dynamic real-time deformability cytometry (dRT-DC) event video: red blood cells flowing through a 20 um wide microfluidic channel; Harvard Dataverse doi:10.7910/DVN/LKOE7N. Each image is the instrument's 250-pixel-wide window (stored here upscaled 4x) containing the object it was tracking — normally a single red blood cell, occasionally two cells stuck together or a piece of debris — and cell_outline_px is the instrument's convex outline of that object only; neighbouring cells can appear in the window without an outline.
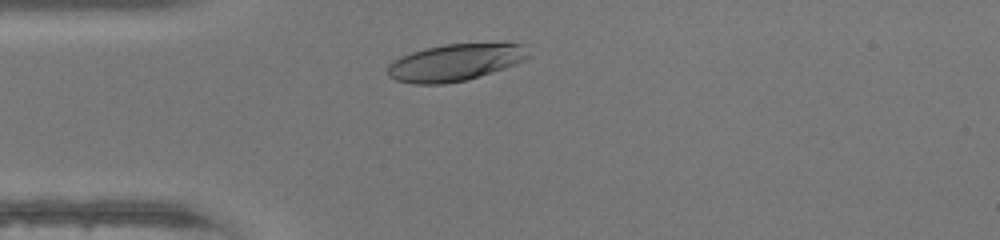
{"species": "human", "species_latin": "Homo sapiens", "temperature_condition": "warm", "stored_images_in_passage": 30, "camera_frame_rate_fps": 3000, "um_per_image_px": 0.085, "donor": {"sex": "female"}, "frame": {"image": 1, "passage_image": 5, "time_ms": 1.333, "image_size_px": [1000, 240], "cell_outline_px": [[532, 56], [516, 64], [468, 80], [444, 84], [412, 84], [396, 80], [388, 76], [388, 64], [392, 60], [400, 56], [424, 48], [444, 44], [524, 44]], "centroid_in_image_um": [38.67, 5.32], "position_along_channel_um": 46.3, "area_um2": 30.4}}
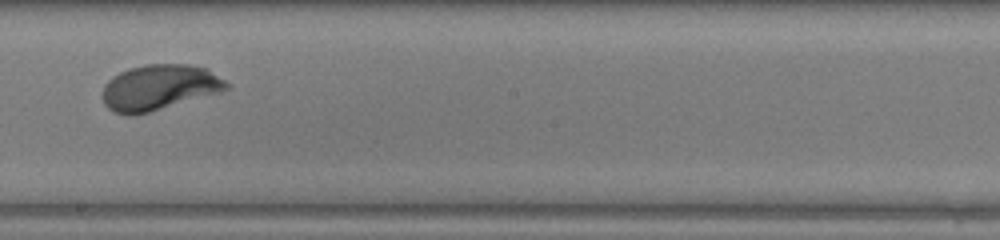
{"frame": {"image": 2, "passage_image": 19, "time_ms": 6.0, "image_size_px": [1000, 240], "cell_outline_px": [[232, 88], [220, 92], [148, 112], [132, 116], [128, 116], [112, 112], [104, 104], [104, 84], [112, 76], [128, 68], [144, 64], [192, 64], [208, 68], [232, 84]], "centroid_in_image_um": [13.57, 7.41], "position_along_channel_um": 234.6, "area_um2": 33.23}}
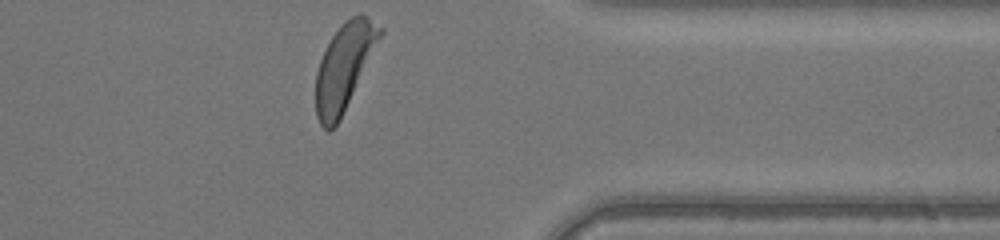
{"frame": {"image": 3, "passage_image": 30, "time_ms": 9.667, "image_size_px": [1000, 240], "cell_outline_px": [[384, 32], [340, 120], [328, 132], [320, 124], [316, 116], [316, 72], [320, 60], [332, 36], [352, 16], [360, 12], [384, 28]], "centroid_in_image_um": [29.27, 5.69], "position_along_channel_um": 382.1, "area_um2": 31.85}, "authors_computed_cell_mechanics": {"area_um2": 31.7611, "velocity_mm_per_s": 4.3845, "shape_relaxation_time_tau1_ms": 2.0635, "shape_relaxation_time_tau2_ms": null, "deformation_change_tau1": 0.171, "deformation_change_tau2": null}}